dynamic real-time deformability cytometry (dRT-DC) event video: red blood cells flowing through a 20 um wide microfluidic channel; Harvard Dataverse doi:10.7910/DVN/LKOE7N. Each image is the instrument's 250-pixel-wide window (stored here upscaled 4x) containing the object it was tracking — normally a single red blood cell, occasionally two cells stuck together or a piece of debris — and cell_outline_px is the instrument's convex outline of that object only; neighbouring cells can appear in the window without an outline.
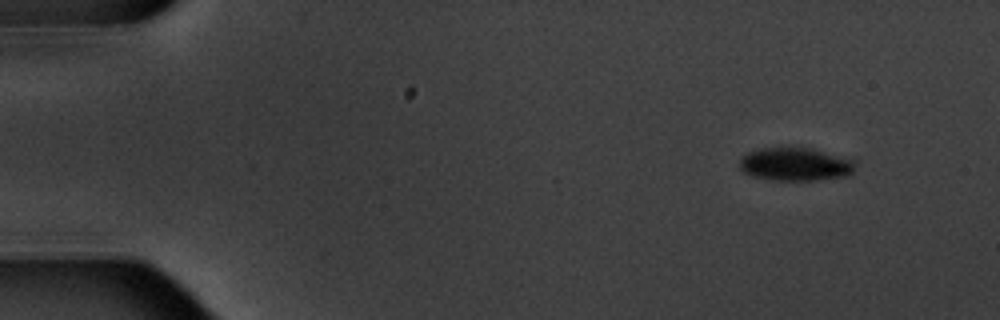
{"species": "common noctule bat (a hibernating species)", "species_latin": "Nyctalus noctula", "temperature_condition": "warm", "stored_images_in_passage": 3, "camera_frame_rate_fps": 3000, "um_per_image_px": 0.085, "animal": {"sex": "male", "body_mass_g": 20.1, "forearm_length_mm": 53.5}, "frame": {"image": 1, "passage_image": 3, "time_ms": 3.333, "image_size_px": [1000, 320], "cell_outline_px": [[852, 172], [848, 176], [820, 180], [768, 180], [752, 176], [744, 172], [740, 168], [740, 156], [748, 152], [764, 148], [788, 144], [812, 148], [852, 160]], "centroid_in_image_um": [67.52, 13.93], "position_along_channel_um": 17.5, "area_um2": 22.83}}